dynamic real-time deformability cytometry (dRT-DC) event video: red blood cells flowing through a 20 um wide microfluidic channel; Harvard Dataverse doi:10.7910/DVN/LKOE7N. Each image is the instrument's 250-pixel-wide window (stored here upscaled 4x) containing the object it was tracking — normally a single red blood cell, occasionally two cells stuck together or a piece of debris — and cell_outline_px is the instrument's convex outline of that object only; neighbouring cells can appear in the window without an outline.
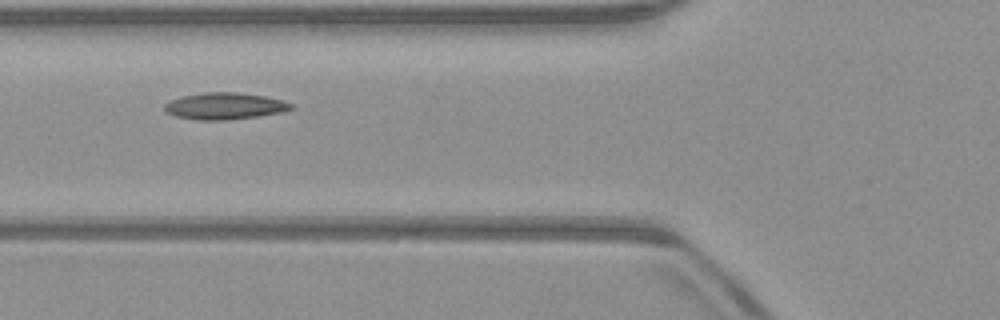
{"species": "common noctule bat (a hibernating species)", "species_latin": "Nyctalus noctula", "temperature_condition": "warm", "stored_images_in_passage": 39, "camera_frame_rate_fps": 3000, "um_per_image_px": 0.085, "animal": {"sex": "male", "body_mass_g": 23.1, "forearm_length_mm": 52.7}, "frame": {"image": 1, "passage_image": 6, "time_ms": 1.667, "image_size_px": [1000, 320], "cell_outline_px": [[296, 108], [280, 112], [256, 116], [228, 120], [200, 120], [176, 116], [164, 112], [164, 104], [168, 100], [180, 96], [204, 92], [236, 92], [264, 96], [284, 100], [292, 104]], "centroid_in_image_um": [19.06, 9.0], "position_along_channel_um": 106.7, "area_um2": 19.83}}
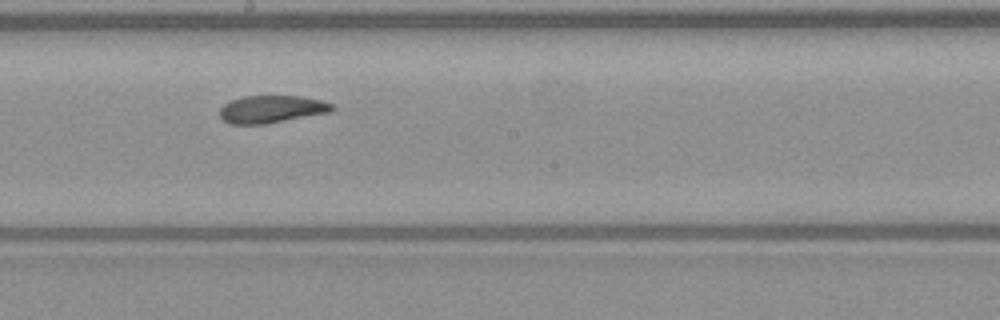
{"frame": {"image": 2, "passage_image": 15, "time_ms": 4.667, "image_size_px": [1000, 320], "cell_outline_px": [[336, 108], [332, 112], [264, 124], [228, 124], [220, 116], [220, 108], [224, 104], [232, 100], [244, 96], [300, 96], [320, 100], [332, 104]], "centroid_in_image_um": [23.1, 9.28], "position_along_channel_um": 225.1, "area_um2": 17.98}}
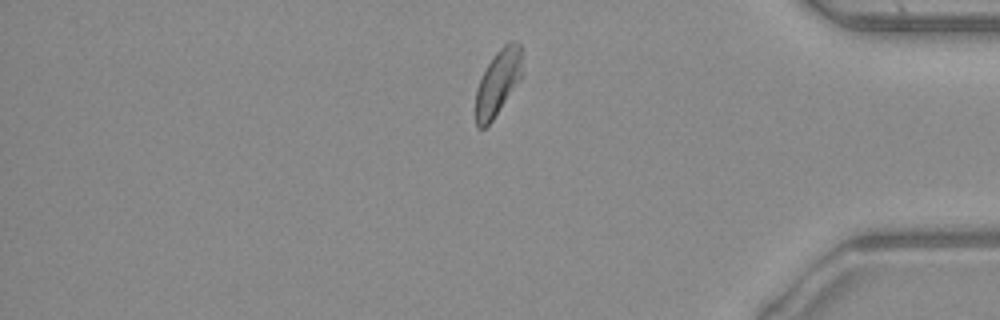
{"frame": {"image": 3, "passage_image": 30, "time_ms": 9.667, "image_size_px": [1000, 320], "cell_outline_px": [[524, 76], [492, 120], [484, 128], [476, 128], [476, 88], [488, 64], [496, 52], [504, 44], [512, 40], [516, 40], [524, 48]], "centroid_in_image_um": [42.41, 6.94], "position_along_channel_um": 392.8, "area_um2": 18.38}}